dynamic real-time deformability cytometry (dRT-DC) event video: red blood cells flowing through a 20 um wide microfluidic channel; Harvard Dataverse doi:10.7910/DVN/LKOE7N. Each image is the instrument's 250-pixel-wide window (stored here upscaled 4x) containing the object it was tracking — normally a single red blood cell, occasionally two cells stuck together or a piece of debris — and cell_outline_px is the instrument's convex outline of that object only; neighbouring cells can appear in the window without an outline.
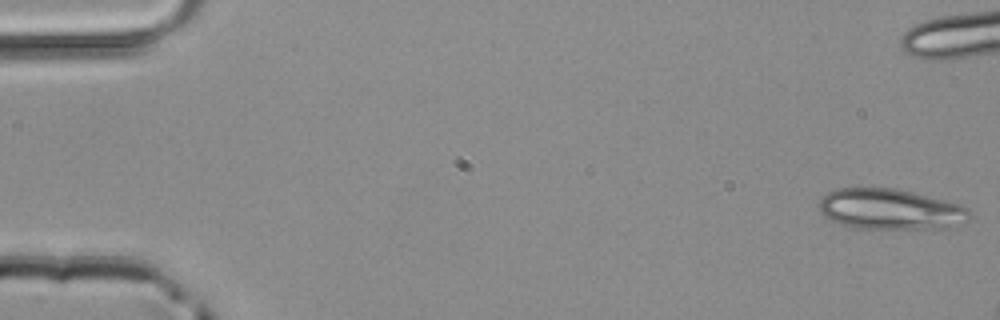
{"species": "common noctule bat (a hibernating species)", "species_latin": "Nyctalus noctula", "temperature_condition": "room temperature", "stored_images_in_passage": 10, "camera_frame_rate_fps": 3000, "um_per_image_px": 0.085, "animal": {"sex": "male", "body_mass_g": 20.4}, "frame": {"image": 1, "passage_image": 1, "time_ms": 0.0, "image_size_px": [1000, 320], "cell_outline_px": [[972, 216], [964, 224], [944, 228], [852, 228], [840, 224], [824, 216], [820, 212], [820, 200], [828, 192], [840, 188], [896, 188], [960, 204], [968, 208]], "centroid_in_image_um": [75.71, 17.79], "position_along_channel_um": 9.3, "area_um2": 35.6}}